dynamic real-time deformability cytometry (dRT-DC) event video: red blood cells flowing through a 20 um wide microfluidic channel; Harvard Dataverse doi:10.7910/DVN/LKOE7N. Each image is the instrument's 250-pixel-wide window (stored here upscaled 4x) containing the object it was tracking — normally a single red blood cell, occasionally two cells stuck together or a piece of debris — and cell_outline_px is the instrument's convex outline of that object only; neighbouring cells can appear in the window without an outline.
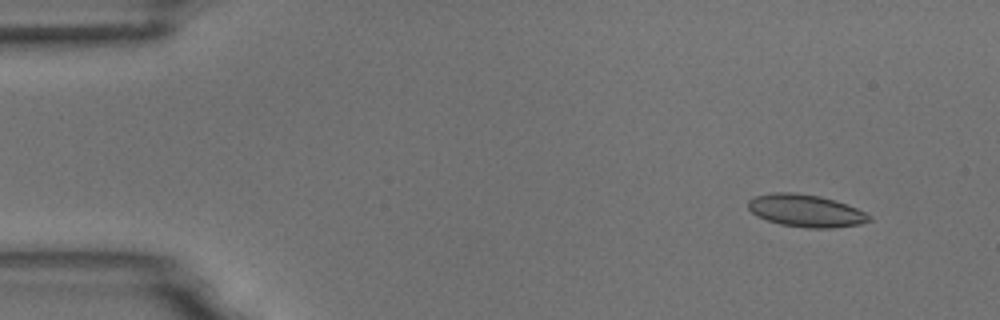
{"species": "common noctule bat (a hibernating species)", "species_latin": "Nyctalus noctula", "temperature_condition": "room temperature", "stored_images_in_passage": 5, "camera_frame_rate_fps": 3000, "um_per_image_px": 0.085, "animal": {"sex": "male", "body_mass_g": 18.8}, "frame": {"image": 1, "passage_image": 2, "time_ms": 0.333, "image_size_px": [1000, 320], "cell_outline_px": [[872, 220], [860, 224], [832, 228], [804, 228], [780, 224], [756, 216], [748, 208], [748, 200], [756, 196], [772, 192], [792, 192], [820, 196], [836, 200], [856, 208], [872, 216]], "centroid_in_image_um": [68.5, 17.91], "position_along_channel_um": 16.5, "area_um2": 22.95}}
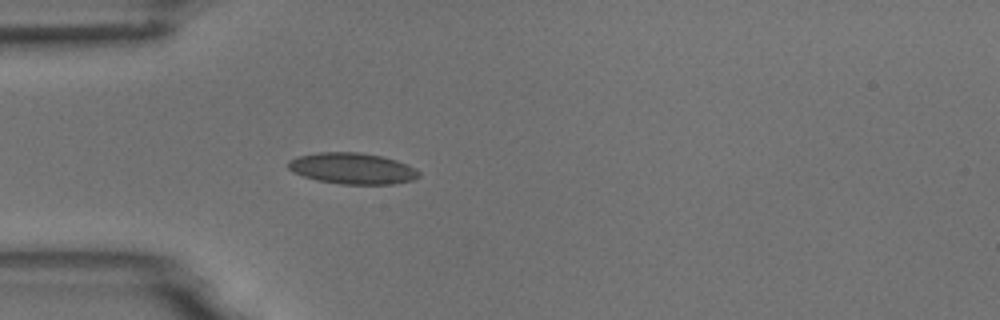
{"frame": {"image": 2, "passage_image": 5, "time_ms": 1.333, "image_size_px": [1000, 320], "cell_outline_px": [[420, 176], [412, 180], [392, 184], [340, 184], [316, 180], [292, 172], [288, 168], [288, 160], [296, 156], [320, 152], [360, 152], [384, 156], [408, 164], [416, 168], [420, 172]], "centroid_in_image_um": [29.95, 14.31], "position_along_channel_um": 55.0, "area_um2": 23.99}}